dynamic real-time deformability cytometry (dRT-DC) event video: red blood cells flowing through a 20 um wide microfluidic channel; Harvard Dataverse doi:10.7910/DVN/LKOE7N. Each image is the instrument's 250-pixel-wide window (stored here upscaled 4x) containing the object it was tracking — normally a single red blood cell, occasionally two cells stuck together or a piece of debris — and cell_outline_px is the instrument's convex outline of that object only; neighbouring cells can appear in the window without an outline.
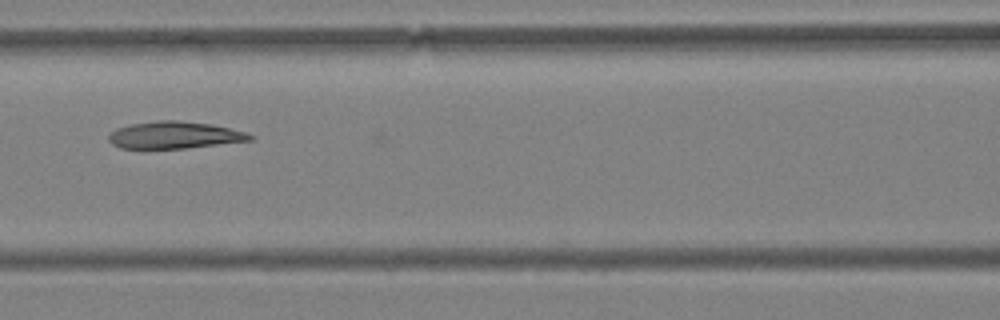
{"species": "Egyptian fruit bat (a non-hibernating species)", "species_latin": "Rousettus aegyptiacus", "temperature_condition": "warm", "stored_images_in_passage": 46, "camera_frame_rate_fps": 3000, "um_per_image_px": 0.085, "animal": {"sex": "female"}, "frame": {"image": 1, "passage_image": 26, "time_ms": 8.333, "image_size_px": [1000, 320], "cell_outline_px": [[256, 136], [252, 140], [188, 148], [120, 148], [112, 144], [108, 140], [108, 136], [116, 128], [132, 124], [160, 120], [176, 120], [212, 124], [248, 132]], "centroid_in_image_um": [14.87, 11.48], "position_along_channel_um": 151.7, "area_um2": 22.31}}
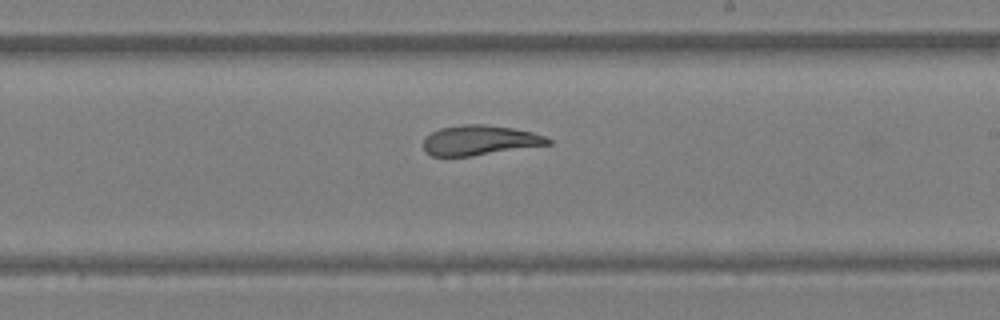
{"frame": {"image": 2, "passage_image": 34, "time_ms": 11.0, "image_size_px": [1000, 320], "cell_outline_px": [[552, 144], [472, 156], [432, 156], [424, 152], [424, 140], [432, 132], [440, 128], [464, 124], [484, 124], [512, 128], [532, 132], [544, 136], [552, 140]], "centroid_in_image_um": [40.79, 11.93], "position_along_channel_um": 248.2, "area_um2": 21.68}}
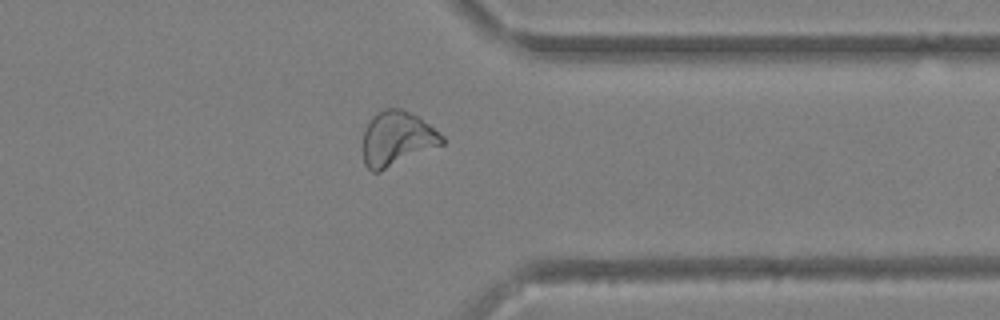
{"frame": {"image": 3, "passage_image": 45, "time_ms": 14.667, "image_size_px": [1000, 320], "cell_outline_px": [[444, 144], [380, 172], [372, 172], [364, 164], [364, 128], [372, 116], [376, 112], [384, 108], [400, 108], [420, 116], [444, 136]], "centroid_in_image_um": [33.76, 11.77], "position_along_channel_um": 377.6, "area_um2": 25.49}}